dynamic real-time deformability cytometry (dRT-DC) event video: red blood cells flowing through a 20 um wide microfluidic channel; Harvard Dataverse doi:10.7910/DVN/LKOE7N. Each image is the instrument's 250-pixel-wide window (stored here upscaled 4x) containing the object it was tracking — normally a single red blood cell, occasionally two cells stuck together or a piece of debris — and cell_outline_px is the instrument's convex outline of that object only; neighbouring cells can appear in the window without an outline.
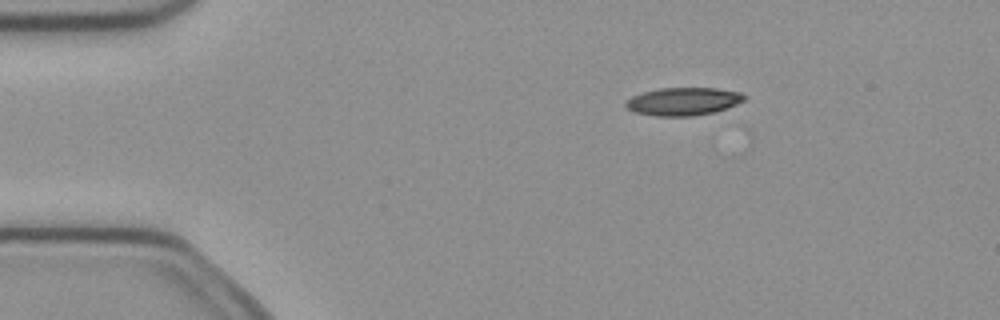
{"species": "common noctule bat (a hibernating species)", "species_latin": "Nyctalus noctula", "temperature_condition": "cold", "stored_images_in_passage": 6, "camera_frame_rate_fps": 3000, "um_per_image_px": 0.085, "animal": {"sex": "female", "body_mass_g": 21.9}, "frame": {"image": 1, "passage_image": 2, "time_ms": 0.333, "image_size_px": [1000, 320], "cell_outline_px": [[748, 96], [744, 100], [728, 108], [716, 112], [692, 116], [656, 116], [636, 112], [628, 108], [624, 104], [624, 100], [632, 96], [644, 92], [660, 88], [716, 88], [740, 92]], "centroid_in_image_um": [58.1, 8.62], "position_along_channel_um": 26.9, "area_um2": 19.36}}
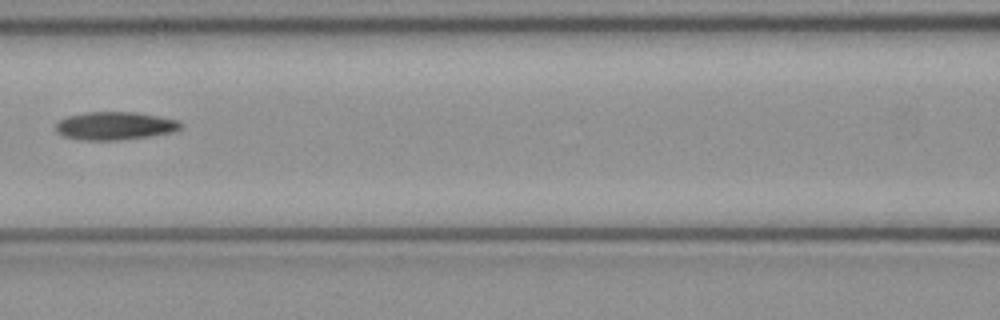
{"frame": {"image": 2, "passage_image": 6, "time_ms": 1.667, "image_size_px": [1000, 320], "cell_outline_px": [[184, 124], [176, 132], [148, 136], [116, 140], [88, 140], [64, 136], [56, 132], [56, 124], [60, 120], [68, 116], [84, 112], [136, 112], [160, 116], [180, 120]], "centroid_in_image_um": [9.83, 10.68], "position_along_channel_um": 156.8, "area_um2": 20.46}}